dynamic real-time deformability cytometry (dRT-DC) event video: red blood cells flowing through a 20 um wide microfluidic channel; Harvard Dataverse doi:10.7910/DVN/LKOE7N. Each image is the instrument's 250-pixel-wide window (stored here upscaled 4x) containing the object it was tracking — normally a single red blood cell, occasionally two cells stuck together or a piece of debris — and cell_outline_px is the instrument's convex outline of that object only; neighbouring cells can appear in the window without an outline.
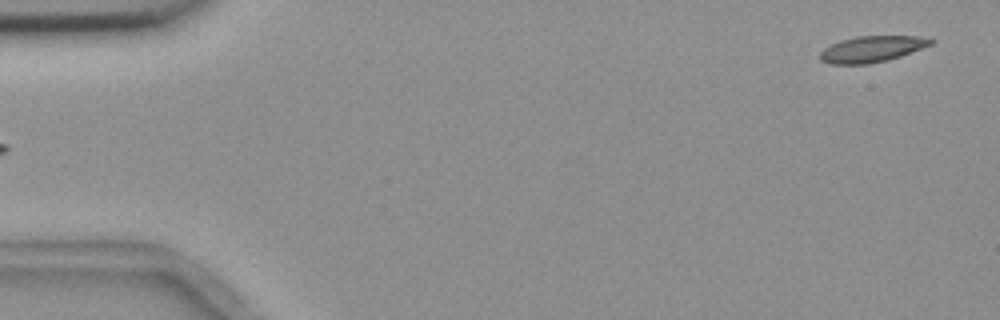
{"species": "common noctule bat (a hibernating species)", "species_latin": "Nyctalus noctula", "temperature_condition": "room temperature", "stored_images_in_passage": 4, "camera_frame_rate_fps": 3000, "um_per_image_px": 0.085, "animal": {"sex": "female", "body_mass_g": 18.4}, "frame": {"image": 1, "passage_image": 4, "time_ms": 3.667, "image_size_px": [1000, 320], "cell_outline_px": [[936, 40], [932, 44], [900, 56], [868, 64], [828, 64], [820, 60], [820, 52], [824, 48], [840, 40], [856, 36], [920, 36]], "centroid_in_image_um": [74.08, 4.16], "position_along_channel_um": 10.9, "area_um2": 16.76}}